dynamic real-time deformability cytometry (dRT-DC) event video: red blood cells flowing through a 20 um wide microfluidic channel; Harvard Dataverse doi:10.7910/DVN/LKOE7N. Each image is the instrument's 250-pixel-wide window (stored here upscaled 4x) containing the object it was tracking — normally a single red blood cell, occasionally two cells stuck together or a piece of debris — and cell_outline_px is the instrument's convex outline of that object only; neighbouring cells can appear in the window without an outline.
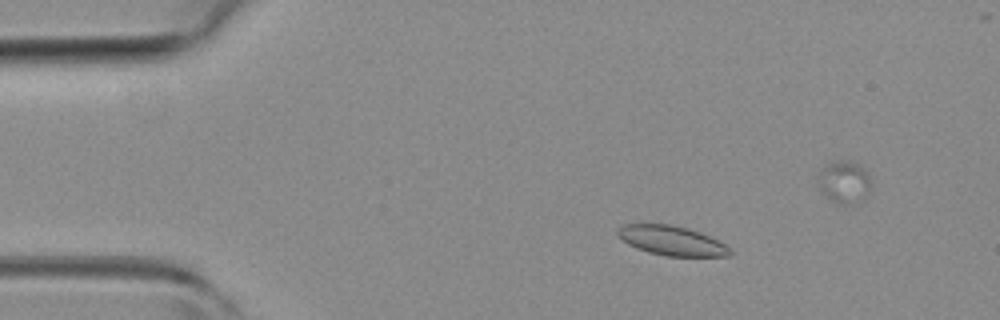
{"species": "common noctule bat (a hibernating species)", "species_latin": "Nyctalus noctula", "temperature_condition": "room temperature", "stored_images_in_passage": 22, "camera_frame_rate_fps": 3000, "um_per_image_px": 0.085, "animal": {"sex": "female", "body_mass_g": 19.3, "forearm_length_mm": 54.1}, "frame": {"image": 1, "passage_image": 8, "time_ms": 2.333, "image_size_px": [1000, 320], "cell_outline_px": [[732, 256], [664, 256], [648, 252], [636, 248], [628, 244], [616, 236], [616, 228], [620, 224], [672, 224], [688, 228], [712, 236], [732, 248]], "centroid_in_image_um": [57.09, 20.44], "position_along_channel_um": 27.9, "area_um2": 19.83}}
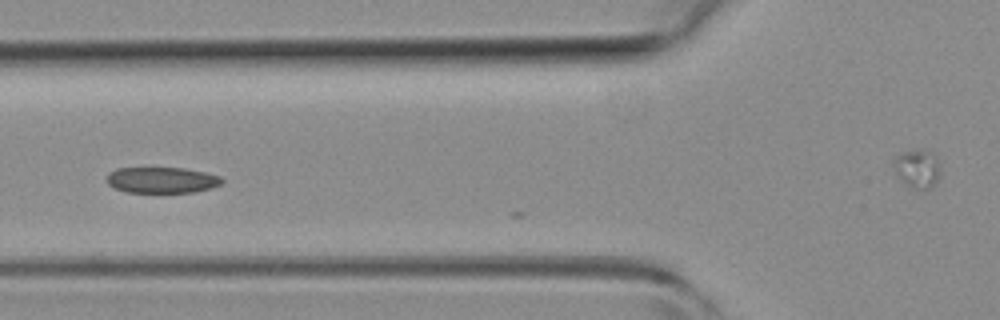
{"frame": {"image": 2, "passage_image": 18, "time_ms": 5.667, "image_size_px": [1000, 320], "cell_outline_px": [[224, 180], [220, 184], [212, 188], [192, 192], [124, 192], [108, 184], [108, 172], [116, 168], [184, 168], [204, 172], [220, 176]], "centroid_in_image_um": [13.76, 15.3], "position_along_channel_um": 112.0, "area_um2": 17.34}}
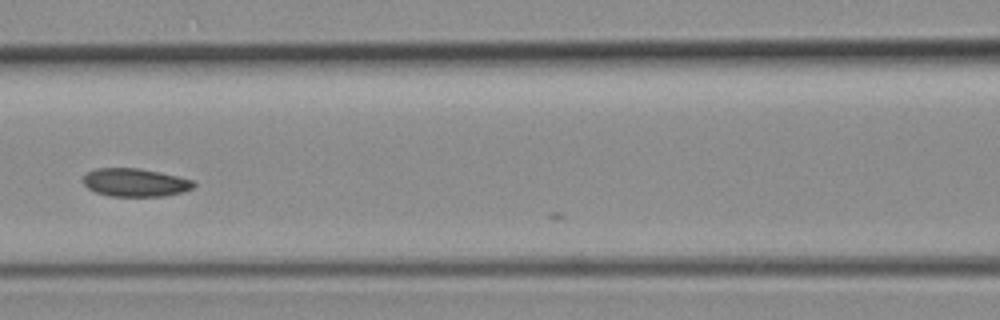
{"frame": {"image": 3, "passage_image": 21, "time_ms": 6.667, "image_size_px": [1000, 320], "cell_outline_px": [[196, 184], [192, 188], [184, 192], [164, 196], [108, 196], [96, 192], [88, 188], [84, 184], [84, 172], [96, 168], [140, 168], [160, 172], [192, 180]], "centroid_in_image_um": [11.47, 15.51], "position_along_channel_um": 155.1, "area_um2": 18.21}}